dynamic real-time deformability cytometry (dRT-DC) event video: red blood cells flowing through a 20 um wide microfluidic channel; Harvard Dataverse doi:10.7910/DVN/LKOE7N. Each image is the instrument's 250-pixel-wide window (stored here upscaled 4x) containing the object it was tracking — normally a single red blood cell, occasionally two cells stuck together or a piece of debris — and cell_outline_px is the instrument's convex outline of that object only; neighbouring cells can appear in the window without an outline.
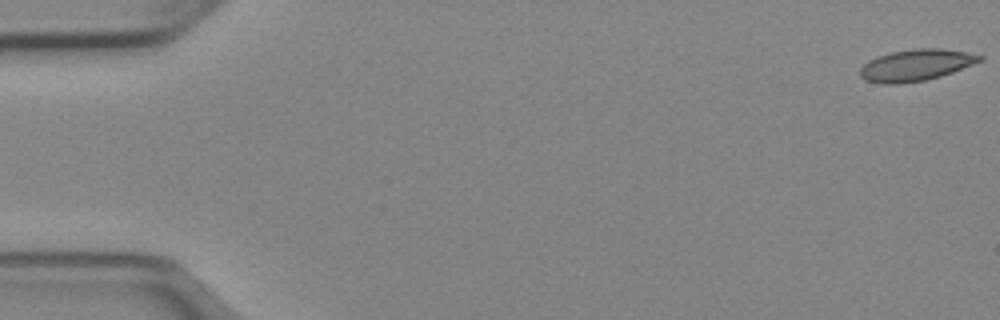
{"species": "Egyptian fruit bat (a non-hibernating species)", "species_latin": "Rousettus aegyptiacus", "temperature_condition": "cold", "stored_images_in_passage": 52, "camera_frame_rate_fps": 3000, "um_per_image_px": 0.085, "animal": {"sex": "female"}, "frame": {"image": 1, "passage_image": 1, "time_ms": 0.0, "image_size_px": [1000, 320], "cell_outline_px": [[984, 60], [952, 72], [940, 76], [924, 80], [900, 84], [884, 84], [864, 80], [860, 76], [860, 68], [868, 60], [876, 56], [892, 52], [916, 48], [940, 48], [964, 52], [984, 56]], "centroid_in_image_um": [77.83, 5.53], "position_along_channel_um": 7.2, "area_um2": 21.96}}
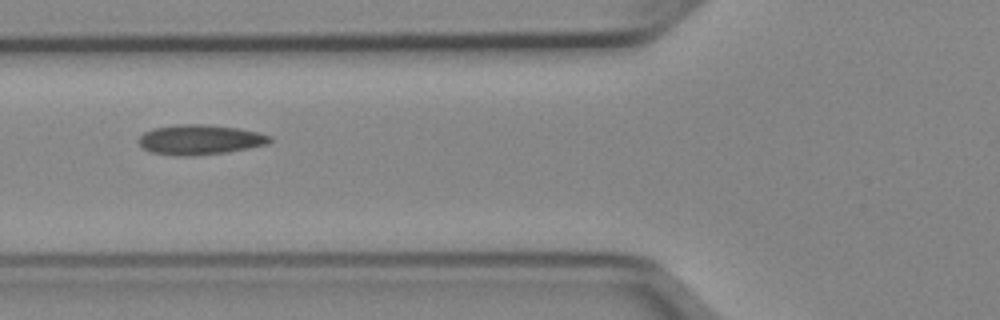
{"frame": {"image": 2, "passage_image": 20, "time_ms": 6.333, "image_size_px": [1000, 320], "cell_outline_px": [[272, 140], [268, 144], [228, 152], [192, 156], [176, 156], [152, 152], [144, 148], [140, 144], [140, 136], [144, 132], [152, 128], [176, 124], [204, 124], [236, 128], [256, 132], [272, 136]], "centroid_in_image_um": [16.99, 11.87], "position_along_channel_um": 108.8, "area_um2": 22.83}}
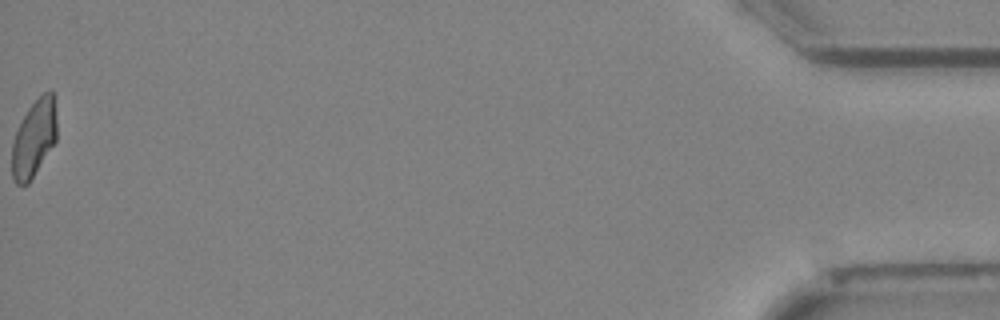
{"frame": {"image": 3, "passage_image": 52, "time_ms": 17.0, "image_size_px": [1000, 320], "cell_outline_px": [[56, 140], [28, 184], [16, 184], [12, 176], [12, 144], [16, 132], [28, 108], [48, 88], [52, 92], [56, 116]], "centroid_in_image_um": [2.89, 11.76], "position_along_channel_um": 432.3, "area_um2": 19.77}, "authors_computed_cell_mechanics": {"area_um2": 21.5594, "velocity_mm_per_s": 3.9618, "shape_relaxation_time_tau1_ms": 9.2826, "shape_relaxation_time_tau2_ms": 1.8325, "deformation_change_tau1": 0.1867, "deformation_change_tau2": 0.0645}}